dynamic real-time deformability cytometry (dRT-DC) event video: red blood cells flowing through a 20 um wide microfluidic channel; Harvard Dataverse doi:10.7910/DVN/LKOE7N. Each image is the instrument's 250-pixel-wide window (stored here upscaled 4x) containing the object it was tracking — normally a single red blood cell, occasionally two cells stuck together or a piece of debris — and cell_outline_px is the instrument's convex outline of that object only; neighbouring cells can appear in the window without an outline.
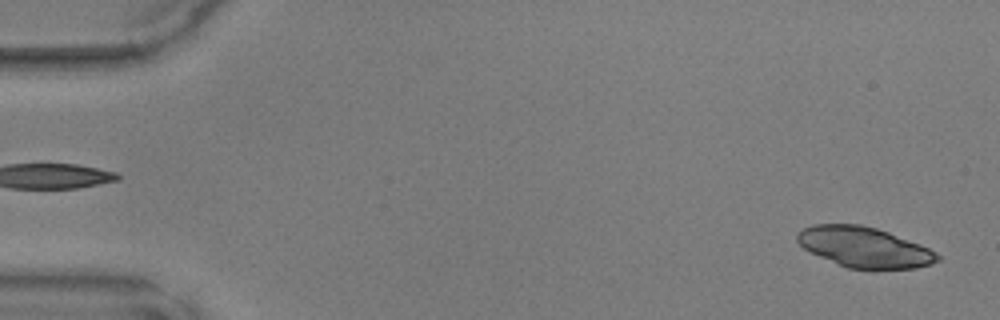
{"species": "common noctule bat (a hibernating species)", "species_latin": "Nyctalus noctula", "temperature_condition": "warm", "stored_images_in_passage": 46, "camera_frame_rate_fps": 3000, "um_per_image_px": 0.085, "animal": {"sex": "male", "body_mass_g": 17.9, "forearm_length_mm": 54.2}, "frame": {"image": 1, "passage_image": 1, "time_ms": 0.0, "image_size_px": [1000, 320], "cell_outline_px": [[940, 260], [932, 264], [916, 268], [848, 268], [820, 256], [804, 248], [796, 240], [796, 232], [812, 224], [860, 224], [876, 228], [888, 232], [920, 244], [936, 252], [940, 256]], "centroid_in_image_um": [73.47, 20.99], "position_along_channel_um": 11.5, "area_um2": 32.66}}